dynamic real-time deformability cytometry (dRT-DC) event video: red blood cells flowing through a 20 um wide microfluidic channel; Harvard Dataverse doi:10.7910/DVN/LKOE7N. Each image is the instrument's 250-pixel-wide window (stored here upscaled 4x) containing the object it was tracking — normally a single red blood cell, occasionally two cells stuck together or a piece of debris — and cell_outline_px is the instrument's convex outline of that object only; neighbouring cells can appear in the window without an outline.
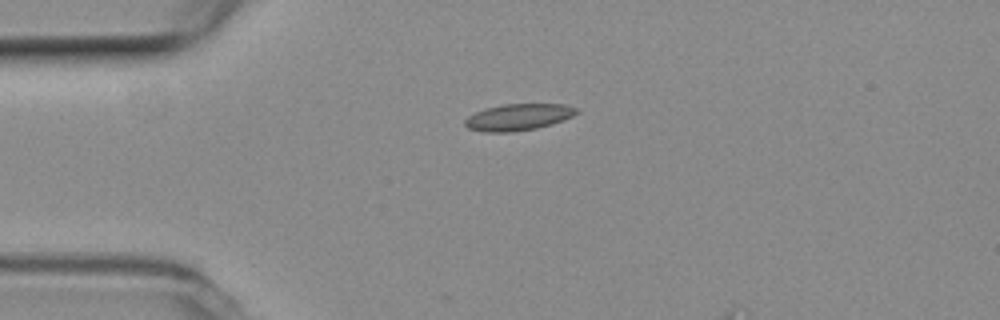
{"species": "common noctule bat (a hibernating species)", "species_latin": "Nyctalus noctula", "temperature_condition": "room temperature", "stored_images_in_passage": 39, "camera_frame_rate_fps": 3000, "um_per_image_px": 0.085, "animal": {"sex": "female", "body_mass_g": 19.3, "forearm_length_mm": 54.1}, "frame": {"image": 1, "passage_image": 1, "time_ms": 0.0, "image_size_px": [1000, 320], "cell_outline_px": [[580, 112], [564, 120], [552, 124], [536, 128], [512, 132], [484, 132], [468, 128], [464, 124], [464, 120], [468, 116], [484, 108], [504, 104], [564, 104], [580, 108]], "centroid_in_image_um": [44.08, 9.95], "position_along_channel_um": 40.9, "area_um2": 17.46}}
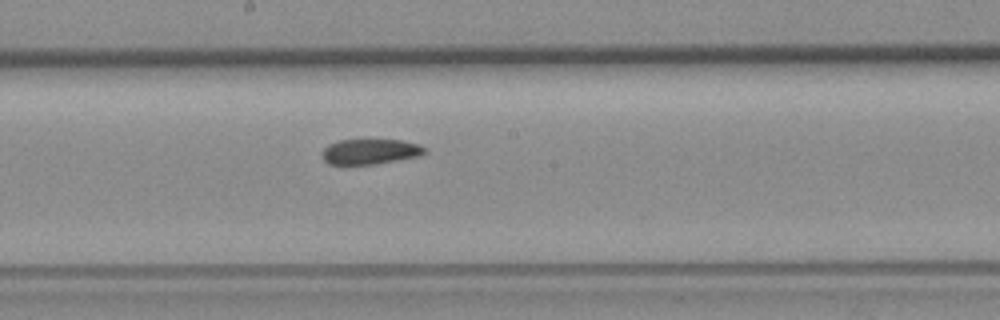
{"frame": {"image": 2, "passage_image": 17, "time_ms": 5.333, "image_size_px": [1000, 320], "cell_outline_px": [[428, 152], [420, 156], [376, 164], [328, 164], [320, 156], [324, 148], [328, 144], [340, 140], [400, 140], [420, 144]], "centroid_in_image_um": [31.47, 12.89], "position_along_channel_um": 216.7, "area_um2": 15.2}}
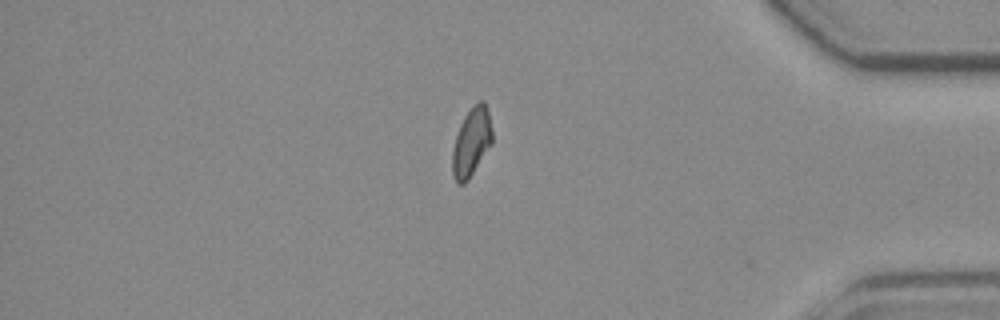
{"frame": {"image": 3, "passage_image": 34, "time_ms": 11.0, "image_size_px": [1000, 320], "cell_outline_px": [[492, 144], [468, 180], [464, 184], [460, 184], [452, 176], [452, 152], [456, 136], [460, 124], [464, 116], [472, 104], [480, 100], [484, 100], [488, 108], [492, 128]], "centroid_in_image_um": [40.09, 12.04], "position_along_channel_um": 395.1, "area_um2": 16.13}}